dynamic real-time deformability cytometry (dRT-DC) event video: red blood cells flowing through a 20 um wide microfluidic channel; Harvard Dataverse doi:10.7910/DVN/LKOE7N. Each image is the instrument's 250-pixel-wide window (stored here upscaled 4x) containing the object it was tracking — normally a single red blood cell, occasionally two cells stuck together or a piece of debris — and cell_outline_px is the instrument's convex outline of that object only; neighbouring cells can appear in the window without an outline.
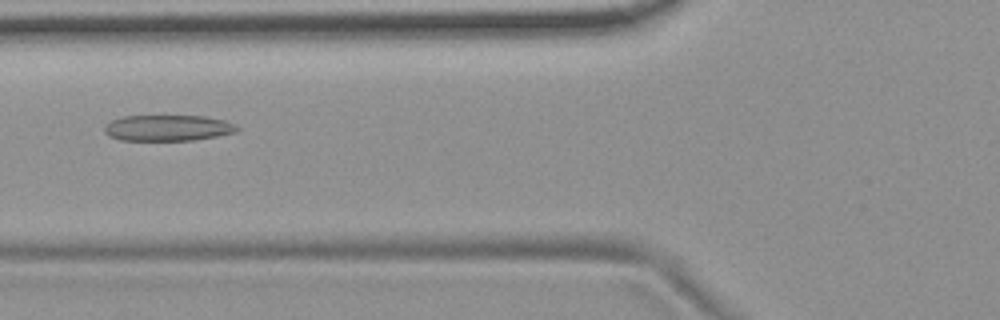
{"species": "common noctule bat (a hibernating species)", "species_latin": "Nyctalus noctula", "temperature_condition": "room temperature", "stored_images_in_passage": 8, "camera_frame_rate_fps": 3000, "um_per_image_px": 0.085, "animal": {"sex": "female", "body_mass_g": 19.9}, "frame": {"image": 1, "passage_image": 5, "time_ms": 1.333, "image_size_px": [1000, 320], "cell_outline_px": [[240, 128], [236, 132], [216, 136], [192, 140], [120, 140], [108, 136], [104, 132], [104, 128], [112, 120], [124, 116], [204, 116], [224, 120]], "centroid_in_image_um": [14.25, 10.87], "position_along_channel_um": 111.6, "area_um2": 19.88}}
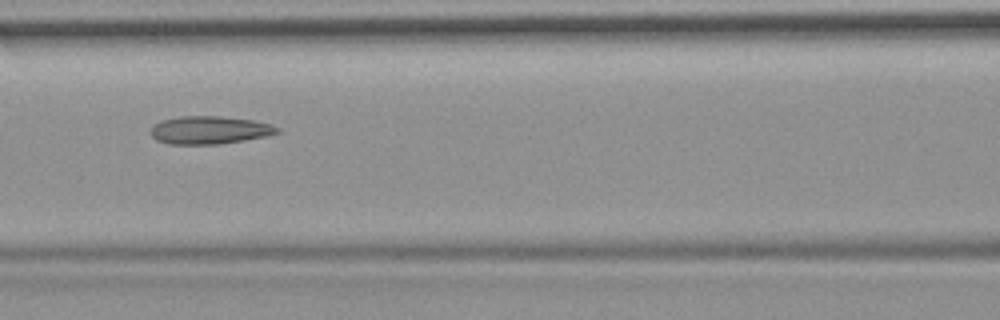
{"frame": {"image": 2, "passage_image": 6, "time_ms": 1.667, "image_size_px": [1000, 320], "cell_outline_px": [[280, 132], [268, 136], [220, 144], [168, 144], [156, 140], [152, 136], [152, 128], [156, 124], [164, 120], [180, 116], [220, 116], [252, 120], [268, 124], [280, 128]], "centroid_in_image_um": [17.84, 11.06], "position_along_channel_um": 148.8, "area_um2": 20.4}}